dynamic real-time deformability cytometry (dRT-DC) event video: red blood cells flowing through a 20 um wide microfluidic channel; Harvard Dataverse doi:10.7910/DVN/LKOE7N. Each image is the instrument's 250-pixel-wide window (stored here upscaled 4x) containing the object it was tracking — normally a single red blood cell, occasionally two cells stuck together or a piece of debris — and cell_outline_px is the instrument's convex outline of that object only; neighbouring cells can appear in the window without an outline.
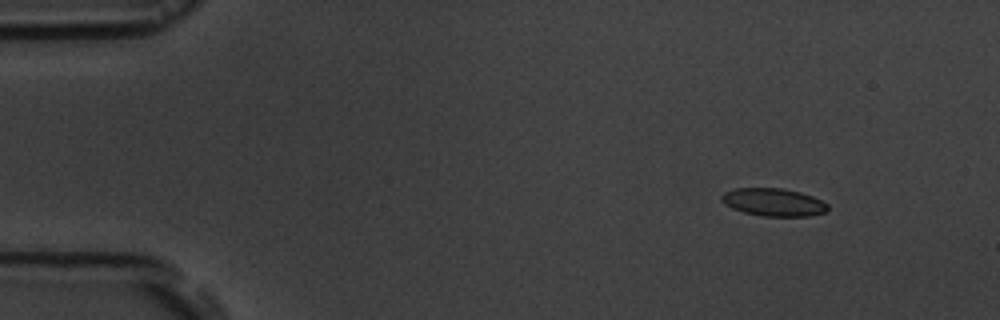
{"species": "common noctule bat (a hibernating species)", "species_latin": "Nyctalus noctula", "temperature_condition": "room temperature", "stored_images_in_passage": 4, "camera_frame_rate_fps": 3000, "um_per_image_px": 0.085, "animal": {"sex": "male", "body_mass_g": 19.5, "forearm_length_mm": 54.6}, "frame": {"image": 1, "passage_image": 1, "time_ms": 0.0, "image_size_px": [1000, 320], "cell_outline_px": [[828, 212], [808, 216], [760, 216], [744, 212], [732, 208], [724, 204], [720, 200], [720, 196], [724, 192], [736, 188], [780, 188], [800, 192], [812, 196], [828, 204]], "centroid_in_image_um": [65.73, 17.19], "position_along_channel_um": 19.3, "area_um2": 17.28}}
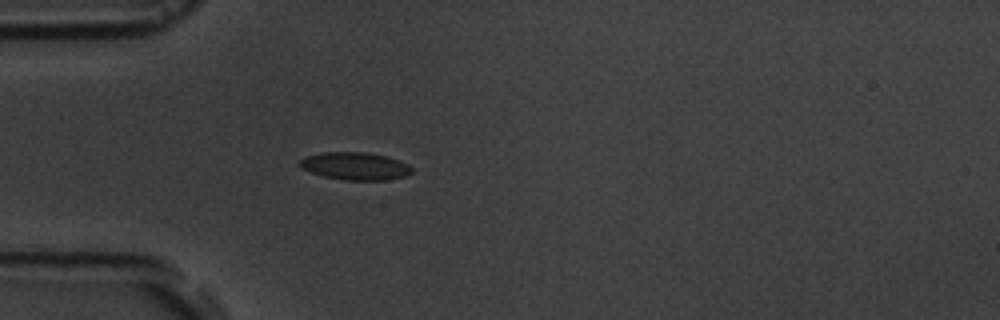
{"frame": {"image": 2, "passage_image": 4, "time_ms": 3.333, "image_size_px": [1000, 320], "cell_outline_px": [[412, 172], [404, 176], [388, 180], [344, 180], [324, 176], [300, 168], [300, 160], [304, 156], [324, 152], [368, 152], [388, 156], [408, 164], [412, 168]], "centroid_in_image_um": [30.19, 14.11], "position_along_channel_um": 54.8, "area_um2": 18.09}}